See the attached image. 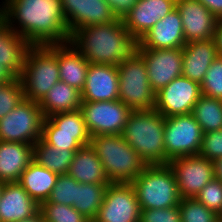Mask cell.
<instances>
[{
  "label": "cell",
  "mask_w": 222,
  "mask_h": 222,
  "mask_svg": "<svg viewBox=\"0 0 222 222\" xmlns=\"http://www.w3.org/2000/svg\"><path fill=\"white\" fill-rule=\"evenodd\" d=\"M80 110L90 136L122 134L133 111L120 100L82 102Z\"/></svg>",
  "instance_id": "obj_10"
},
{
  "label": "cell",
  "mask_w": 222,
  "mask_h": 222,
  "mask_svg": "<svg viewBox=\"0 0 222 222\" xmlns=\"http://www.w3.org/2000/svg\"><path fill=\"white\" fill-rule=\"evenodd\" d=\"M61 5L70 35L81 27L117 19L105 0H61Z\"/></svg>",
  "instance_id": "obj_15"
},
{
  "label": "cell",
  "mask_w": 222,
  "mask_h": 222,
  "mask_svg": "<svg viewBox=\"0 0 222 222\" xmlns=\"http://www.w3.org/2000/svg\"><path fill=\"white\" fill-rule=\"evenodd\" d=\"M1 1L3 21L32 46L70 41L61 0Z\"/></svg>",
  "instance_id": "obj_1"
},
{
  "label": "cell",
  "mask_w": 222,
  "mask_h": 222,
  "mask_svg": "<svg viewBox=\"0 0 222 222\" xmlns=\"http://www.w3.org/2000/svg\"><path fill=\"white\" fill-rule=\"evenodd\" d=\"M180 13L185 42L214 38L218 19L197 0H176Z\"/></svg>",
  "instance_id": "obj_16"
},
{
  "label": "cell",
  "mask_w": 222,
  "mask_h": 222,
  "mask_svg": "<svg viewBox=\"0 0 222 222\" xmlns=\"http://www.w3.org/2000/svg\"><path fill=\"white\" fill-rule=\"evenodd\" d=\"M44 118L38 102L24 99L0 119V141L34 145L41 138Z\"/></svg>",
  "instance_id": "obj_8"
},
{
  "label": "cell",
  "mask_w": 222,
  "mask_h": 222,
  "mask_svg": "<svg viewBox=\"0 0 222 222\" xmlns=\"http://www.w3.org/2000/svg\"><path fill=\"white\" fill-rule=\"evenodd\" d=\"M41 139L48 145L63 150H78L82 145L76 140V134L42 133Z\"/></svg>",
  "instance_id": "obj_40"
},
{
  "label": "cell",
  "mask_w": 222,
  "mask_h": 222,
  "mask_svg": "<svg viewBox=\"0 0 222 222\" xmlns=\"http://www.w3.org/2000/svg\"><path fill=\"white\" fill-rule=\"evenodd\" d=\"M181 222H220L221 216L201 204L196 198H183L179 203Z\"/></svg>",
  "instance_id": "obj_32"
},
{
  "label": "cell",
  "mask_w": 222,
  "mask_h": 222,
  "mask_svg": "<svg viewBox=\"0 0 222 222\" xmlns=\"http://www.w3.org/2000/svg\"><path fill=\"white\" fill-rule=\"evenodd\" d=\"M15 77L5 67L0 65V82L6 84L11 82Z\"/></svg>",
  "instance_id": "obj_45"
},
{
  "label": "cell",
  "mask_w": 222,
  "mask_h": 222,
  "mask_svg": "<svg viewBox=\"0 0 222 222\" xmlns=\"http://www.w3.org/2000/svg\"><path fill=\"white\" fill-rule=\"evenodd\" d=\"M119 100L132 110L153 109L155 92L152 90L144 59L136 53L118 65Z\"/></svg>",
  "instance_id": "obj_7"
},
{
  "label": "cell",
  "mask_w": 222,
  "mask_h": 222,
  "mask_svg": "<svg viewBox=\"0 0 222 222\" xmlns=\"http://www.w3.org/2000/svg\"><path fill=\"white\" fill-rule=\"evenodd\" d=\"M206 7L218 20H222V0H197Z\"/></svg>",
  "instance_id": "obj_42"
},
{
  "label": "cell",
  "mask_w": 222,
  "mask_h": 222,
  "mask_svg": "<svg viewBox=\"0 0 222 222\" xmlns=\"http://www.w3.org/2000/svg\"><path fill=\"white\" fill-rule=\"evenodd\" d=\"M19 79L25 99L39 102L60 81L57 44L32 46Z\"/></svg>",
  "instance_id": "obj_6"
},
{
  "label": "cell",
  "mask_w": 222,
  "mask_h": 222,
  "mask_svg": "<svg viewBox=\"0 0 222 222\" xmlns=\"http://www.w3.org/2000/svg\"><path fill=\"white\" fill-rule=\"evenodd\" d=\"M168 165L174 173L181 199L195 198L215 178L213 162L200 155L174 158Z\"/></svg>",
  "instance_id": "obj_11"
},
{
  "label": "cell",
  "mask_w": 222,
  "mask_h": 222,
  "mask_svg": "<svg viewBox=\"0 0 222 222\" xmlns=\"http://www.w3.org/2000/svg\"><path fill=\"white\" fill-rule=\"evenodd\" d=\"M33 160V145L0 141V182H18Z\"/></svg>",
  "instance_id": "obj_23"
},
{
  "label": "cell",
  "mask_w": 222,
  "mask_h": 222,
  "mask_svg": "<svg viewBox=\"0 0 222 222\" xmlns=\"http://www.w3.org/2000/svg\"><path fill=\"white\" fill-rule=\"evenodd\" d=\"M67 174L83 184L110 183L102 162L90 144L75 152Z\"/></svg>",
  "instance_id": "obj_25"
},
{
  "label": "cell",
  "mask_w": 222,
  "mask_h": 222,
  "mask_svg": "<svg viewBox=\"0 0 222 222\" xmlns=\"http://www.w3.org/2000/svg\"><path fill=\"white\" fill-rule=\"evenodd\" d=\"M140 222H181L179 205L170 208L141 210Z\"/></svg>",
  "instance_id": "obj_39"
},
{
  "label": "cell",
  "mask_w": 222,
  "mask_h": 222,
  "mask_svg": "<svg viewBox=\"0 0 222 222\" xmlns=\"http://www.w3.org/2000/svg\"><path fill=\"white\" fill-rule=\"evenodd\" d=\"M198 155L211 161L222 157V130L203 133Z\"/></svg>",
  "instance_id": "obj_38"
},
{
  "label": "cell",
  "mask_w": 222,
  "mask_h": 222,
  "mask_svg": "<svg viewBox=\"0 0 222 222\" xmlns=\"http://www.w3.org/2000/svg\"><path fill=\"white\" fill-rule=\"evenodd\" d=\"M58 176L32 160L22 172L18 183L40 205L49 198Z\"/></svg>",
  "instance_id": "obj_26"
},
{
  "label": "cell",
  "mask_w": 222,
  "mask_h": 222,
  "mask_svg": "<svg viewBox=\"0 0 222 222\" xmlns=\"http://www.w3.org/2000/svg\"><path fill=\"white\" fill-rule=\"evenodd\" d=\"M214 41L219 56H222V20H219L214 32Z\"/></svg>",
  "instance_id": "obj_43"
},
{
  "label": "cell",
  "mask_w": 222,
  "mask_h": 222,
  "mask_svg": "<svg viewBox=\"0 0 222 222\" xmlns=\"http://www.w3.org/2000/svg\"><path fill=\"white\" fill-rule=\"evenodd\" d=\"M165 117L153 109L133 110L122 132L146 165L165 164Z\"/></svg>",
  "instance_id": "obj_3"
},
{
  "label": "cell",
  "mask_w": 222,
  "mask_h": 222,
  "mask_svg": "<svg viewBox=\"0 0 222 222\" xmlns=\"http://www.w3.org/2000/svg\"><path fill=\"white\" fill-rule=\"evenodd\" d=\"M3 22V6L0 4V24Z\"/></svg>",
  "instance_id": "obj_47"
},
{
  "label": "cell",
  "mask_w": 222,
  "mask_h": 222,
  "mask_svg": "<svg viewBox=\"0 0 222 222\" xmlns=\"http://www.w3.org/2000/svg\"><path fill=\"white\" fill-rule=\"evenodd\" d=\"M39 210L40 205L18 182H4L0 201V222H20L31 218Z\"/></svg>",
  "instance_id": "obj_21"
},
{
  "label": "cell",
  "mask_w": 222,
  "mask_h": 222,
  "mask_svg": "<svg viewBox=\"0 0 222 222\" xmlns=\"http://www.w3.org/2000/svg\"><path fill=\"white\" fill-rule=\"evenodd\" d=\"M76 151L54 148L40 138L33 145V160L58 175L67 174Z\"/></svg>",
  "instance_id": "obj_29"
},
{
  "label": "cell",
  "mask_w": 222,
  "mask_h": 222,
  "mask_svg": "<svg viewBox=\"0 0 222 222\" xmlns=\"http://www.w3.org/2000/svg\"><path fill=\"white\" fill-rule=\"evenodd\" d=\"M90 146L102 162L110 183H131L146 166L122 134L92 136Z\"/></svg>",
  "instance_id": "obj_4"
},
{
  "label": "cell",
  "mask_w": 222,
  "mask_h": 222,
  "mask_svg": "<svg viewBox=\"0 0 222 222\" xmlns=\"http://www.w3.org/2000/svg\"><path fill=\"white\" fill-rule=\"evenodd\" d=\"M39 211L45 222H87L89 220L70 205L42 202Z\"/></svg>",
  "instance_id": "obj_33"
},
{
  "label": "cell",
  "mask_w": 222,
  "mask_h": 222,
  "mask_svg": "<svg viewBox=\"0 0 222 222\" xmlns=\"http://www.w3.org/2000/svg\"><path fill=\"white\" fill-rule=\"evenodd\" d=\"M215 178L222 182V157L213 160Z\"/></svg>",
  "instance_id": "obj_44"
},
{
  "label": "cell",
  "mask_w": 222,
  "mask_h": 222,
  "mask_svg": "<svg viewBox=\"0 0 222 222\" xmlns=\"http://www.w3.org/2000/svg\"><path fill=\"white\" fill-rule=\"evenodd\" d=\"M201 204L222 215V182L214 178L195 197Z\"/></svg>",
  "instance_id": "obj_37"
},
{
  "label": "cell",
  "mask_w": 222,
  "mask_h": 222,
  "mask_svg": "<svg viewBox=\"0 0 222 222\" xmlns=\"http://www.w3.org/2000/svg\"><path fill=\"white\" fill-rule=\"evenodd\" d=\"M201 95V85L181 75L155 94L154 109L165 118L190 114Z\"/></svg>",
  "instance_id": "obj_12"
},
{
  "label": "cell",
  "mask_w": 222,
  "mask_h": 222,
  "mask_svg": "<svg viewBox=\"0 0 222 222\" xmlns=\"http://www.w3.org/2000/svg\"><path fill=\"white\" fill-rule=\"evenodd\" d=\"M185 44L181 16L175 8L140 38L138 49H175Z\"/></svg>",
  "instance_id": "obj_19"
},
{
  "label": "cell",
  "mask_w": 222,
  "mask_h": 222,
  "mask_svg": "<svg viewBox=\"0 0 222 222\" xmlns=\"http://www.w3.org/2000/svg\"><path fill=\"white\" fill-rule=\"evenodd\" d=\"M81 99L82 102L119 100L118 67L89 63Z\"/></svg>",
  "instance_id": "obj_17"
},
{
  "label": "cell",
  "mask_w": 222,
  "mask_h": 222,
  "mask_svg": "<svg viewBox=\"0 0 222 222\" xmlns=\"http://www.w3.org/2000/svg\"><path fill=\"white\" fill-rule=\"evenodd\" d=\"M32 45L3 21L0 24V65L15 78H19L25 64L26 54Z\"/></svg>",
  "instance_id": "obj_22"
},
{
  "label": "cell",
  "mask_w": 222,
  "mask_h": 222,
  "mask_svg": "<svg viewBox=\"0 0 222 222\" xmlns=\"http://www.w3.org/2000/svg\"><path fill=\"white\" fill-rule=\"evenodd\" d=\"M71 44L91 64L115 65L132 58L138 51L139 40L131 36L123 21L89 25L70 35Z\"/></svg>",
  "instance_id": "obj_2"
},
{
  "label": "cell",
  "mask_w": 222,
  "mask_h": 222,
  "mask_svg": "<svg viewBox=\"0 0 222 222\" xmlns=\"http://www.w3.org/2000/svg\"><path fill=\"white\" fill-rule=\"evenodd\" d=\"M105 2L110 6L114 16L119 20H123L137 4L138 0H105Z\"/></svg>",
  "instance_id": "obj_41"
},
{
  "label": "cell",
  "mask_w": 222,
  "mask_h": 222,
  "mask_svg": "<svg viewBox=\"0 0 222 222\" xmlns=\"http://www.w3.org/2000/svg\"><path fill=\"white\" fill-rule=\"evenodd\" d=\"M20 222H45L42 213L39 211L34 216L28 219H24Z\"/></svg>",
  "instance_id": "obj_46"
},
{
  "label": "cell",
  "mask_w": 222,
  "mask_h": 222,
  "mask_svg": "<svg viewBox=\"0 0 222 222\" xmlns=\"http://www.w3.org/2000/svg\"><path fill=\"white\" fill-rule=\"evenodd\" d=\"M77 183L68 174L59 175L49 198L44 202L74 206L77 195Z\"/></svg>",
  "instance_id": "obj_34"
},
{
  "label": "cell",
  "mask_w": 222,
  "mask_h": 222,
  "mask_svg": "<svg viewBox=\"0 0 222 222\" xmlns=\"http://www.w3.org/2000/svg\"><path fill=\"white\" fill-rule=\"evenodd\" d=\"M144 59L152 90L157 93L182 75V48L138 49Z\"/></svg>",
  "instance_id": "obj_14"
},
{
  "label": "cell",
  "mask_w": 222,
  "mask_h": 222,
  "mask_svg": "<svg viewBox=\"0 0 222 222\" xmlns=\"http://www.w3.org/2000/svg\"><path fill=\"white\" fill-rule=\"evenodd\" d=\"M176 8V0H138L124 17V27L138 40Z\"/></svg>",
  "instance_id": "obj_18"
},
{
  "label": "cell",
  "mask_w": 222,
  "mask_h": 222,
  "mask_svg": "<svg viewBox=\"0 0 222 222\" xmlns=\"http://www.w3.org/2000/svg\"><path fill=\"white\" fill-rule=\"evenodd\" d=\"M141 208L130 183H110L96 222H140Z\"/></svg>",
  "instance_id": "obj_13"
},
{
  "label": "cell",
  "mask_w": 222,
  "mask_h": 222,
  "mask_svg": "<svg viewBox=\"0 0 222 222\" xmlns=\"http://www.w3.org/2000/svg\"><path fill=\"white\" fill-rule=\"evenodd\" d=\"M45 118L60 112H71L80 109L81 91L58 81L38 102Z\"/></svg>",
  "instance_id": "obj_27"
},
{
  "label": "cell",
  "mask_w": 222,
  "mask_h": 222,
  "mask_svg": "<svg viewBox=\"0 0 222 222\" xmlns=\"http://www.w3.org/2000/svg\"><path fill=\"white\" fill-rule=\"evenodd\" d=\"M109 184H83L78 182L76 201H74L73 207L87 219H94L103 204Z\"/></svg>",
  "instance_id": "obj_30"
},
{
  "label": "cell",
  "mask_w": 222,
  "mask_h": 222,
  "mask_svg": "<svg viewBox=\"0 0 222 222\" xmlns=\"http://www.w3.org/2000/svg\"><path fill=\"white\" fill-rule=\"evenodd\" d=\"M200 85L202 95L222 100V56L211 63Z\"/></svg>",
  "instance_id": "obj_36"
},
{
  "label": "cell",
  "mask_w": 222,
  "mask_h": 222,
  "mask_svg": "<svg viewBox=\"0 0 222 222\" xmlns=\"http://www.w3.org/2000/svg\"><path fill=\"white\" fill-rule=\"evenodd\" d=\"M141 210L178 206L181 200L168 164L146 165L131 183Z\"/></svg>",
  "instance_id": "obj_5"
},
{
  "label": "cell",
  "mask_w": 222,
  "mask_h": 222,
  "mask_svg": "<svg viewBox=\"0 0 222 222\" xmlns=\"http://www.w3.org/2000/svg\"><path fill=\"white\" fill-rule=\"evenodd\" d=\"M203 132L193 115H176L165 118V164L171 159L198 155Z\"/></svg>",
  "instance_id": "obj_9"
},
{
  "label": "cell",
  "mask_w": 222,
  "mask_h": 222,
  "mask_svg": "<svg viewBox=\"0 0 222 222\" xmlns=\"http://www.w3.org/2000/svg\"><path fill=\"white\" fill-rule=\"evenodd\" d=\"M57 62L60 81L82 91L89 62L70 41L57 44Z\"/></svg>",
  "instance_id": "obj_24"
},
{
  "label": "cell",
  "mask_w": 222,
  "mask_h": 222,
  "mask_svg": "<svg viewBox=\"0 0 222 222\" xmlns=\"http://www.w3.org/2000/svg\"><path fill=\"white\" fill-rule=\"evenodd\" d=\"M87 222H96L94 219H89Z\"/></svg>",
  "instance_id": "obj_49"
},
{
  "label": "cell",
  "mask_w": 222,
  "mask_h": 222,
  "mask_svg": "<svg viewBox=\"0 0 222 222\" xmlns=\"http://www.w3.org/2000/svg\"><path fill=\"white\" fill-rule=\"evenodd\" d=\"M42 133L76 134V140L82 146L89 145L91 139L80 109L71 112H60L44 118Z\"/></svg>",
  "instance_id": "obj_28"
},
{
  "label": "cell",
  "mask_w": 222,
  "mask_h": 222,
  "mask_svg": "<svg viewBox=\"0 0 222 222\" xmlns=\"http://www.w3.org/2000/svg\"><path fill=\"white\" fill-rule=\"evenodd\" d=\"M191 114L203 133L222 130V100L201 95Z\"/></svg>",
  "instance_id": "obj_31"
},
{
  "label": "cell",
  "mask_w": 222,
  "mask_h": 222,
  "mask_svg": "<svg viewBox=\"0 0 222 222\" xmlns=\"http://www.w3.org/2000/svg\"><path fill=\"white\" fill-rule=\"evenodd\" d=\"M25 99L19 78L0 86V119L10 113Z\"/></svg>",
  "instance_id": "obj_35"
},
{
  "label": "cell",
  "mask_w": 222,
  "mask_h": 222,
  "mask_svg": "<svg viewBox=\"0 0 222 222\" xmlns=\"http://www.w3.org/2000/svg\"><path fill=\"white\" fill-rule=\"evenodd\" d=\"M217 57L214 39L186 43L182 47V75L201 84L211 63Z\"/></svg>",
  "instance_id": "obj_20"
},
{
  "label": "cell",
  "mask_w": 222,
  "mask_h": 222,
  "mask_svg": "<svg viewBox=\"0 0 222 222\" xmlns=\"http://www.w3.org/2000/svg\"><path fill=\"white\" fill-rule=\"evenodd\" d=\"M3 190H4V182H0V201H1V198H2Z\"/></svg>",
  "instance_id": "obj_48"
}]
</instances>
